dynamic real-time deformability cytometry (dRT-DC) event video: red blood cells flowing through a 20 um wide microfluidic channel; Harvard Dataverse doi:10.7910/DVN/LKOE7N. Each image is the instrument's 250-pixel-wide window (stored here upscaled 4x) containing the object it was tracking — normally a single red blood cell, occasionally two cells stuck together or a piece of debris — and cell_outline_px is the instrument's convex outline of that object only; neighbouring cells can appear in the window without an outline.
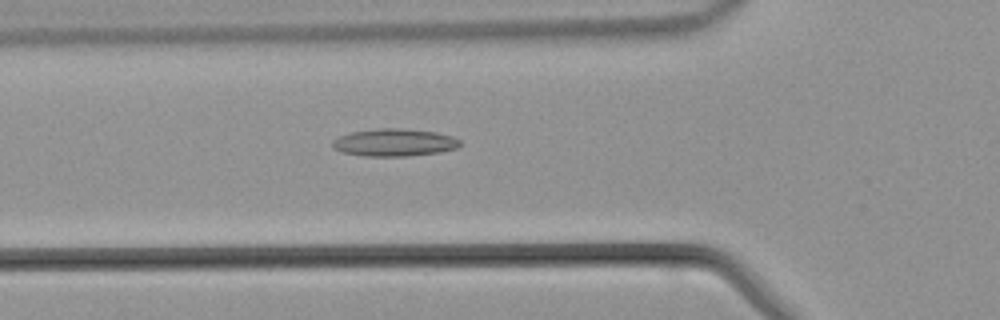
{"species": "common noctule bat (a hibernating species)", "species_latin": "Nyctalus noctula", "temperature_condition": "warm", "stored_images_in_passage": 44, "camera_frame_rate_fps": 3000, "um_per_image_px": 0.085, "animal": {"sex": "male", "body_mass_g": 21.5, "forearm_length_mm": 52.0}, "frame": {"image": 1, "passage_image": 15, "time_ms": 4.667, "image_size_px": [1000, 320], "cell_outline_px": [[460, 144], [456, 148], [440, 152], [408, 156], [364, 156], [340, 152], [332, 148], [332, 140], [340, 136], [352, 132], [376, 128], [404, 128], [436, 132], [452, 136], [460, 140]], "centroid_in_image_um": [33.49, 12.11], "position_along_channel_um": 92.3, "area_um2": 20.58}}
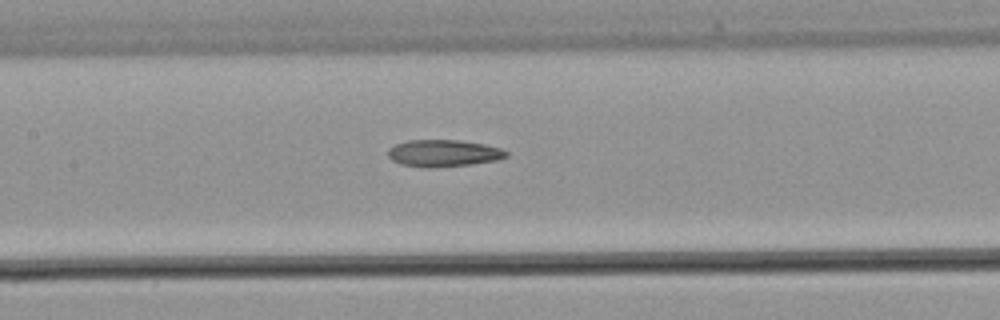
{"frame": {"image": 2, "passage_image": 20, "time_ms": 6.333, "image_size_px": [1000, 320], "cell_outline_px": [[508, 156], [500, 160], [472, 164], [432, 168], [420, 168], [400, 164], [392, 160], [388, 156], [388, 148], [396, 144], [408, 140], [460, 140], [484, 144], [500, 148], [508, 152]], "centroid_in_image_um": [37.7, 13.03], "position_along_channel_um": 169.7, "area_um2": 18.84}}
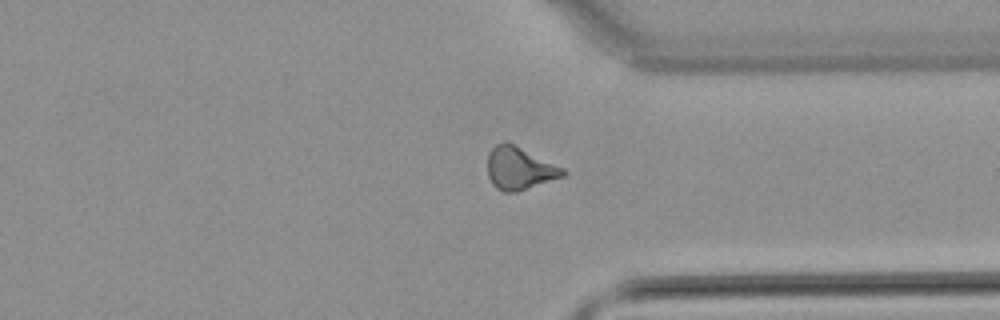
{"frame": {"image": 3, "passage_image": 33, "time_ms": 10.667, "image_size_px": [1000, 320], "cell_outline_px": [[568, 172], [564, 176], [516, 192], [504, 192], [496, 188], [492, 184], [488, 176], [488, 152], [496, 144], [504, 140], [508, 140], [564, 168]], "centroid_in_image_um": [44.15, 14.28], "position_along_channel_um": 367.3, "area_um2": 19.02}}